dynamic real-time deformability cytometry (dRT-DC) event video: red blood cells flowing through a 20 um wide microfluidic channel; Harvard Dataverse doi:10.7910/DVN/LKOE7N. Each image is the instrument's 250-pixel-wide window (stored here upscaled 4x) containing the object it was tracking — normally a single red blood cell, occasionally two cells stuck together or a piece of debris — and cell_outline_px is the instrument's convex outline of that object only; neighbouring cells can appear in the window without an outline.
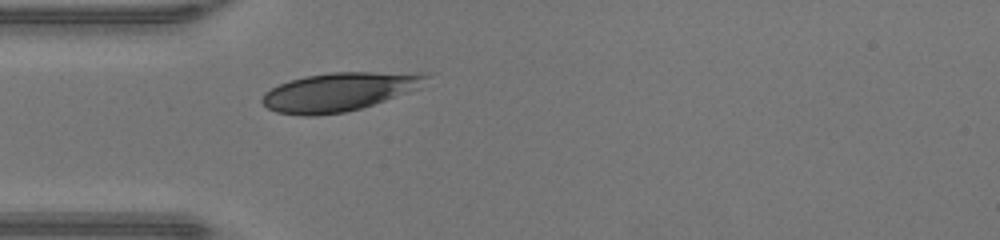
{"species": "human", "species_latin": "Homo sapiens", "temperature_condition": "warm", "stored_images_in_passage": 29, "camera_frame_rate_fps": 3000, "um_per_image_px": 0.085, "donor": {"sex": "male"}, "frame": {"image": 1, "passage_image": 1, "time_ms": 0.0, "image_size_px": [1000, 240], "cell_outline_px": [[428, 76], [420, 88], [360, 108], [344, 112], [316, 116], [300, 116], [276, 112], [268, 108], [260, 100], [264, 92], [280, 84], [304, 76], [332, 72], [428, 72]], "centroid_in_image_um": [28.82, 7.79], "position_along_channel_um": 56.2, "area_um2": 36.82}}
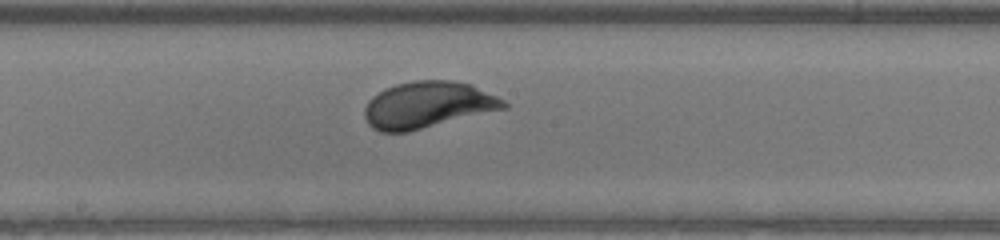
{"frame": {"image": 2, "passage_image": 12, "time_ms": 3.667, "image_size_px": [1000, 240], "cell_outline_px": [[508, 108], [408, 132], [380, 132], [372, 128], [368, 124], [364, 116], [364, 108], [368, 100], [372, 96], [384, 88], [396, 84], [412, 80], [452, 80], [472, 84], [504, 100], [508, 104]], "centroid_in_image_um": [36.34, 8.91], "position_along_channel_um": 211.9, "area_um2": 38.09}}
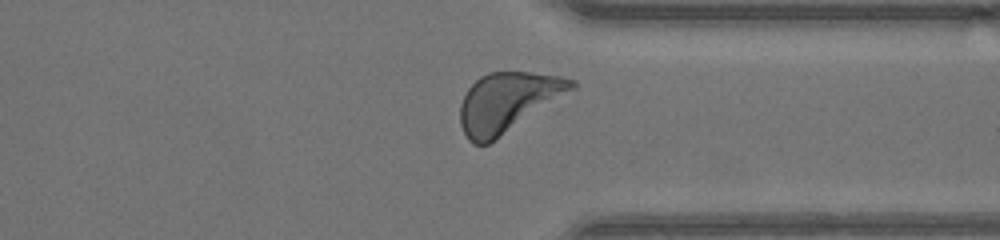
{"frame": {"image": 3, "passage_image": 23, "time_ms": 7.333, "image_size_px": [1000, 240], "cell_outline_px": [[580, 84], [576, 88], [488, 144], [472, 144], [468, 140], [460, 124], [460, 104], [468, 88], [480, 76], [488, 72], [532, 72], [560, 76], [576, 80]], "centroid_in_image_um": [43.16, 8.66], "position_along_channel_um": 368.2, "area_um2": 38.44}, "authors_computed_cell_mechanics": {"area_um2": 37.859, "velocity_mm_per_s": 4.3245, "shape_relaxation_time_tau1_ms": 1.603, "shape_relaxation_time_tau2_ms": null, "deformation_change_tau1": 0.1426, "deformation_change_tau2": null}}